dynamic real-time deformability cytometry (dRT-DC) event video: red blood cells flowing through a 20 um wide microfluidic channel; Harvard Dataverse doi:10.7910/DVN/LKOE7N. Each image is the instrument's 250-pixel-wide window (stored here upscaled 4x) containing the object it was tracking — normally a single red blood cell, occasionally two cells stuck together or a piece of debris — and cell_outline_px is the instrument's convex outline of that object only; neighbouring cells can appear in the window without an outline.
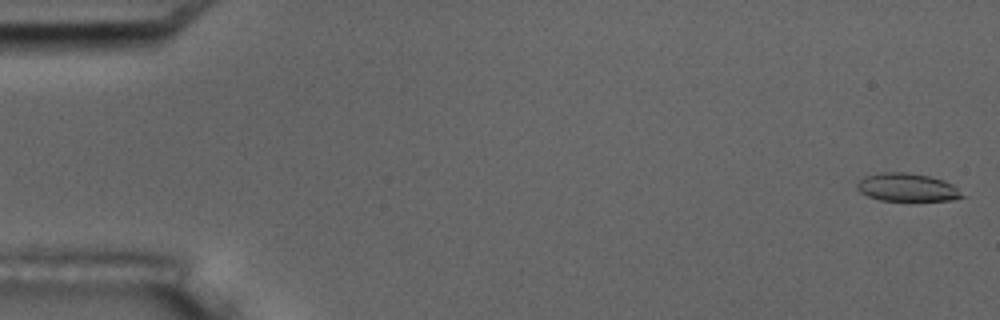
{"species": "common noctule bat (a hibernating species)", "species_latin": "Nyctalus noctula", "temperature_condition": "room temperature", "stored_images_in_passage": 9, "camera_frame_rate_fps": 3000, "um_per_image_px": 0.085, "animal": {"sex": "male", "body_mass_g": 17.5, "forearm_length_mm": 52.3}, "frame": {"image": 1, "passage_image": 2, "time_ms": 0.333, "image_size_px": [1000, 320], "cell_outline_px": [[964, 196], [952, 200], [880, 200], [868, 196], [860, 192], [856, 188], [856, 184], [864, 176], [880, 172], [908, 172], [928, 176], [944, 180], [952, 184]], "centroid_in_image_um": [77.06, 15.91], "position_along_channel_um": 7.9, "area_um2": 17.05}}